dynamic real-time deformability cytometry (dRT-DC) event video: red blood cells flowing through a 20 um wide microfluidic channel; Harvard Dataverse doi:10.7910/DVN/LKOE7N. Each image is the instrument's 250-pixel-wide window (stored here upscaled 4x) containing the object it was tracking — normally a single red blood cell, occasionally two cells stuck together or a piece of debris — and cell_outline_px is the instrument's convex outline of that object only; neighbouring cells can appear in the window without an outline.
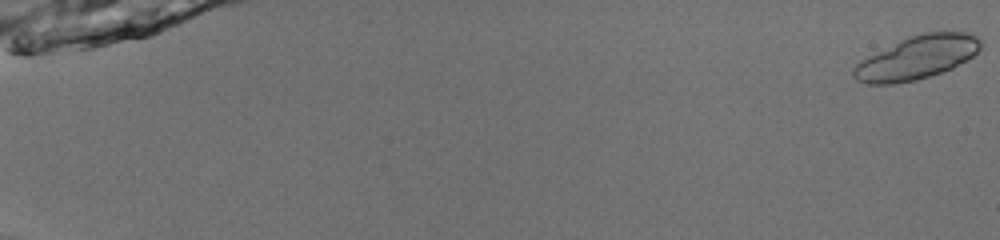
{"species": "common noctule bat (a hibernating species)", "species_latin": "Nyctalus noctula", "temperature_condition": "room temperature", "stored_images_in_passage": 44, "camera_frame_rate_fps": 3000, "um_per_image_px": 0.085, "animal": {"sex": "male", "body_mass_g": 13.0, "forearm_length_mm": 53.1}, "frame": {"image": 1, "passage_image": 1, "time_ms": 0.0, "image_size_px": [1000, 240], "cell_outline_px": [[984, 40], [980, 48], [972, 56], [952, 68], [916, 80], [892, 84], [868, 84], [856, 80], [852, 76], [852, 68], [860, 60], [908, 36], [924, 32], [964, 32], [976, 36]], "centroid_in_image_um": [77.91, 4.89], "position_along_channel_um": 7.1, "area_um2": 31.96}}